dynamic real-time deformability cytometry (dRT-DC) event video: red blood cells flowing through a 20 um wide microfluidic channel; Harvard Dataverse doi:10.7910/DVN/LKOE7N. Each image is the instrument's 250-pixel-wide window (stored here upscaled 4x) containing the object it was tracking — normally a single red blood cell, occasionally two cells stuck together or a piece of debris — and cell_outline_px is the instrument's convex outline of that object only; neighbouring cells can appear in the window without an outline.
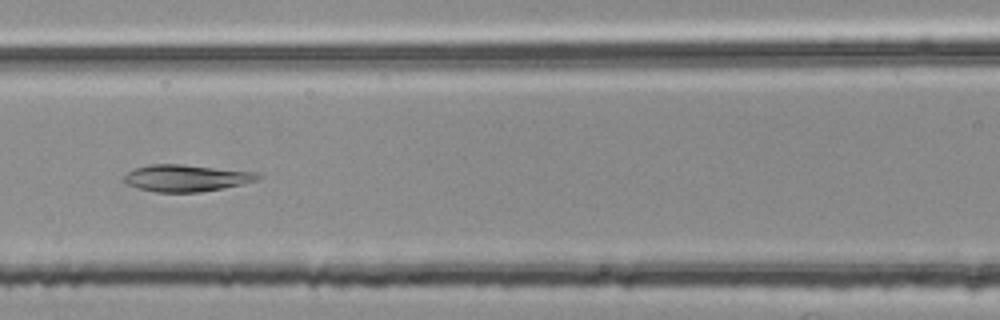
{"species": "common noctule bat (a hibernating species)", "species_latin": "Nyctalus noctula", "temperature_condition": "room temperature", "stored_images_in_passage": 35, "camera_frame_rate_fps": 3000, "um_per_image_px": 0.085, "animal": {"sex": "female", "body_mass_g": 25.1}, "frame": {"image": 1, "passage_image": 16, "time_ms": 5.0, "image_size_px": [1000, 320], "cell_outline_px": [[260, 176], [256, 180], [244, 184], [224, 188], [200, 192], [156, 192], [140, 188], [128, 184], [120, 180], [128, 172], [136, 168], [148, 164], [180, 164], [256, 172]], "centroid_in_image_um": [15.81, 15.13], "position_along_channel_um": 150.8, "area_um2": 20.81}}
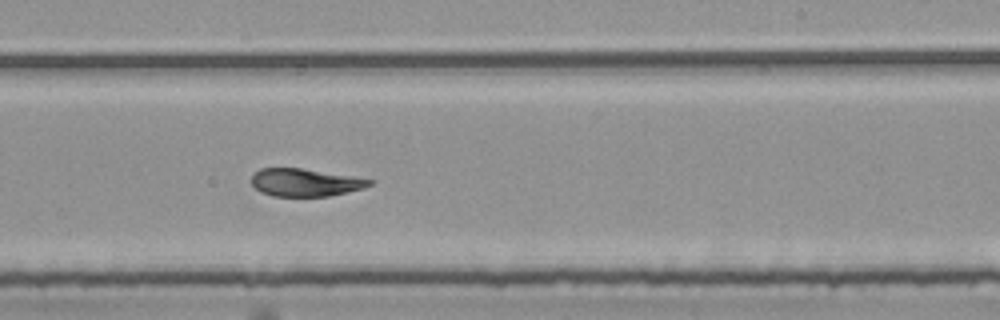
{"frame": {"image": 2, "passage_image": 25, "time_ms": 8.0, "image_size_px": [1000, 320], "cell_outline_px": [[372, 184], [364, 188], [328, 196], [272, 196], [260, 192], [252, 184], [252, 176], [260, 168], [300, 168], [372, 180]], "centroid_in_image_um": [25.89, 15.52], "position_along_channel_um": 263.1, "area_um2": 18.67}}
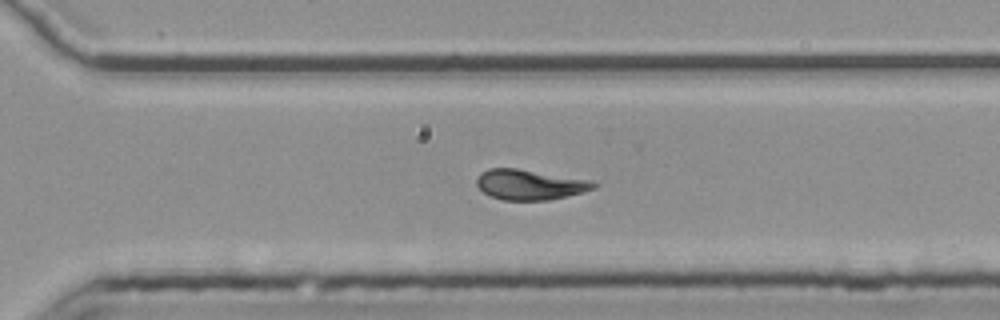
{"frame": {"image": 3, "passage_image": 30, "time_ms": 9.667, "image_size_px": [1000, 320], "cell_outline_px": [[596, 188], [584, 192], [548, 200], [504, 200], [492, 196], [484, 192], [476, 184], [476, 180], [480, 172], [488, 168], [516, 168], [592, 180], [596, 184]], "centroid_in_image_um": [45.04, 15.68], "position_along_channel_um": 325.6, "area_um2": 20.58}}